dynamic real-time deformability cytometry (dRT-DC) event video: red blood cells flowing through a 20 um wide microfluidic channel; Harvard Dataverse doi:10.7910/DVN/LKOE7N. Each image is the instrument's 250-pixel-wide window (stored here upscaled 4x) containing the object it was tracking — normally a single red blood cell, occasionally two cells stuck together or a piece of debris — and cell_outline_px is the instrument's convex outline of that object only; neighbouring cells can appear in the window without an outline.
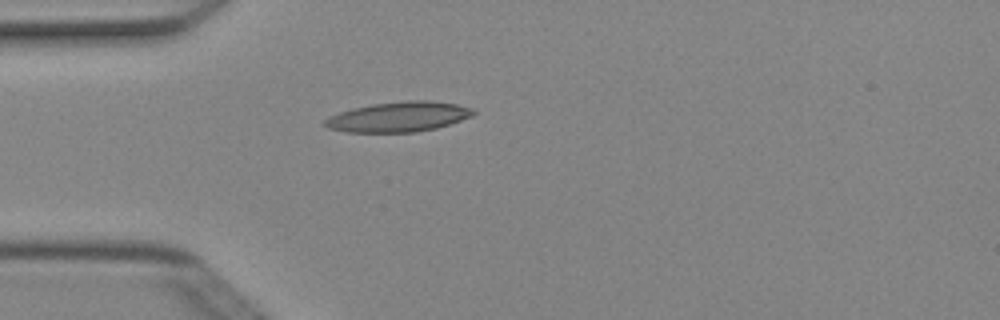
{"species": "Egyptian fruit bat (a non-hibernating species)", "species_latin": "Rousettus aegyptiacus", "temperature_condition": "cold", "stored_images_in_passage": 3, "camera_frame_rate_fps": 3000, "um_per_image_px": 0.085, "animal": {"sex": "female"}, "frame": {"image": 1, "passage_image": 3, "time_ms": 0.667, "image_size_px": [1000, 320], "cell_outline_px": [[476, 112], [472, 116], [436, 128], [416, 132], [344, 132], [328, 128], [324, 124], [324, 120], [328, 116], [352, 108], [372, 104], [408, 100], [428, 100], [456, 104], [472, 108]], "centroid_in_image_um": [33.85, 9.93], "position_along_channel_um": 51.1, "area_um2": 25.95}}